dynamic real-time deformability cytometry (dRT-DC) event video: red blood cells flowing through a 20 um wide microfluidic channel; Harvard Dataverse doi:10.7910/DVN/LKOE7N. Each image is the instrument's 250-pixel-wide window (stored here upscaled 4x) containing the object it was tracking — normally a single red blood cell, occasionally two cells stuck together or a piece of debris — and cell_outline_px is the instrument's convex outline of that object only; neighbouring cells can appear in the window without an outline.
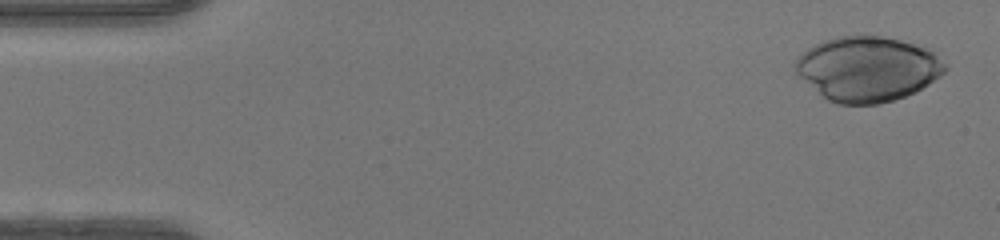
{"species": "human", "species_latin": "Homo sapiens", "temperature_condition": "warm", "stored_images_in_passage": 40, "camera_frame_rate_fps": 3000, "um_per_image_px": 0.085, "donor": {"sex": "female"}, "frame": {"image": 1, "passage_image": 2, "time_ms": 0.333, "image_size_px": [1000, 240], "cell_outline_px": [[948, 68], [940, 76], [916, 92], [880, 104], [840, 104], [828, 100], [796, 76], [792, 68], [792, 64], [808, 48], [824, 40], [836, 36], [880, 36], [900, 40], [924, 48], [932, 52]], "centroid_in_image_um": [73.68, 5.87], "position_along_channel_um": 11.3, "area_um2": 56.3}}
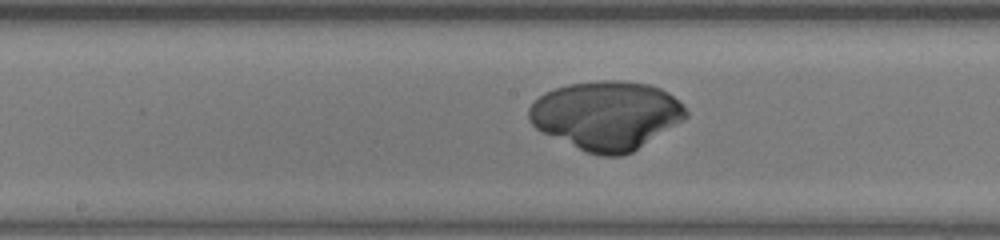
{"frame": {"image": 2, "passage_image": 24, "time_ms": 7.667, "image_size_px": [1000, 240], "cell_outline_px": [[688, 116], [684, 120], [632, 152], [620, 156], [600, 156], [588, 152], [544, 132], [536, 128], [528, 120], [528, 108], [544, 92], [568, 84], [600, 80], [616, 80], [648, 84], [660, 88], [668, 92], [684, 104], [688, 112]], "centroid_in_image_um": [51.57, 9.79], "position_along_channel_um": 196.6, "area_um2": 62.48}}
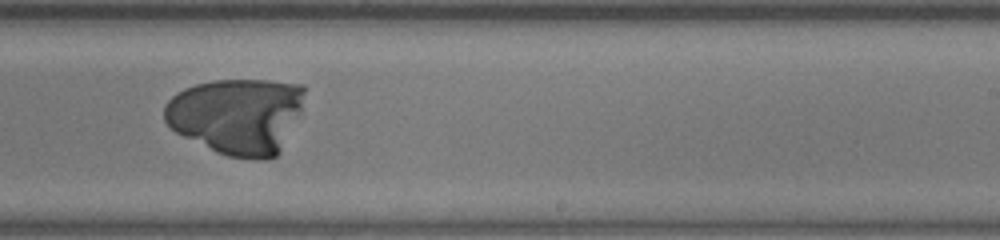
{"frame": {"image": 3, "passage_image": 29, "time_ms": 9.333, "image_size_px": [1000, 240], "cell_outline_px": [[304, 92], [300, 112], [280, 152], [276, 156], [268, 160], [260, 160], [228, 156], [216, 152], [176, 132], [164, 120], [164, 104], [176, 92], [184, 88], [196, 84], [216, 80], [268, 80], [304, 84]], "centroid_in_image_um": [20.14, 9.84], "position_along_channel_um": 268.9, "area_um2": 62.31}}